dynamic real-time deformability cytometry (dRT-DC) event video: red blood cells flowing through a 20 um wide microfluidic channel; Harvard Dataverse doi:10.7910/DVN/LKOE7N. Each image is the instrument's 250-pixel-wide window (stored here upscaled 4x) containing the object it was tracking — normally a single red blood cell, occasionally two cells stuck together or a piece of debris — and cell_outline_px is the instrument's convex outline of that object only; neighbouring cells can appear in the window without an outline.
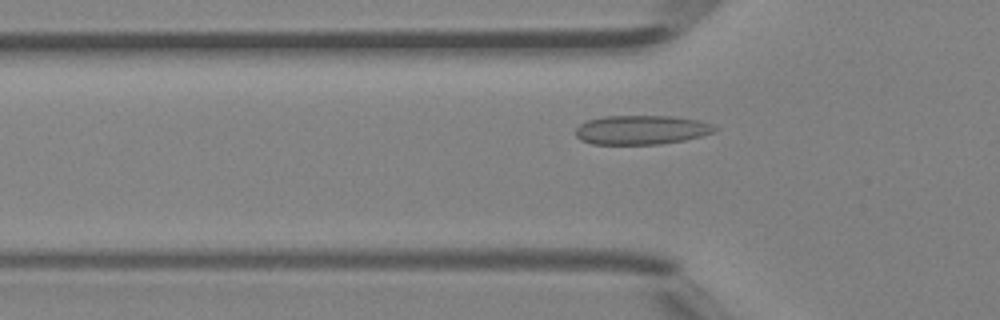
{"species": "Egyptian fruit bat (a non-hibernating species)", "species_latin": "Rousettus aegyptiacus", "temperature_condition": "room temperature", "stored_images_in_passage": 4, "camera_frame_rate_fps": 3000, "um_per_image_px": 0.085, "animal": {"sex": "female"}, "frame": {"image": 1, "passage_image": 4, "time_ms": 1.0, "image_size_px": [1000, 320], "cell_outline_px": [[716, 128], [712, 132], [700, 136], [684, 140], [660, 144], [592, 144], [580, 140], [576, 136], [576, 128], [580, 124], [588, 120], [604, 116], [672, 116], [700, 120], [712, 124]], "centroid_in_image_um": [54.49, 11.04], "position_along_channel_um": 71.3, "area_um2": 23.58}}